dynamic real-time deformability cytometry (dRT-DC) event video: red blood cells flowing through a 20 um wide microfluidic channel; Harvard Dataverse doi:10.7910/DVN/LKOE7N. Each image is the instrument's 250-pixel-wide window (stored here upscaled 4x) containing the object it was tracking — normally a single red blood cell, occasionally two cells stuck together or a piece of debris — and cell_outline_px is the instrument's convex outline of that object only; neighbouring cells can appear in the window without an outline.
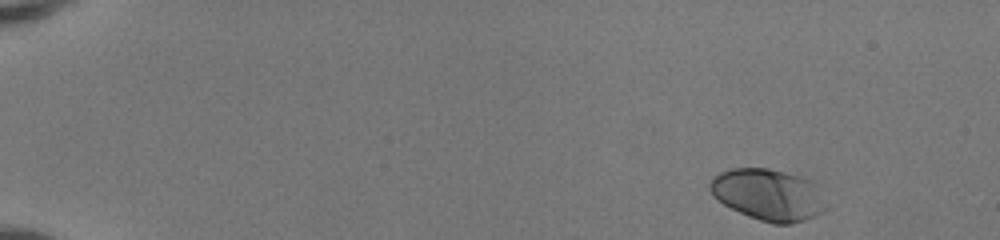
{"species": "human", "species_latin": "Homo sapiens", "temperature_condition": "room temperature", "stored_images_in_passage": 46, "camera_frame_rate_fps": 3000, "um_per_image_px": 0.085, "donor": {"sex": "female"}, "frame": {"image": 1, "passage_image": 1, "time_ms": 0.0, "image_size_px": [1000, 240], "cell_outline_px": [[828, 208], [824, 212], [816, 216], [792, 224], [772, 224], [748, 216], [724, 204], [712, 196], [708, 188], [708, 184], [720, 172], [732, 168], [768, 168], [800, 176], [820, 184]], "centroid_in_image_um": [65.37, 16.55], "position_along_channel_um": 19.6, "area_um2": 35.43}}
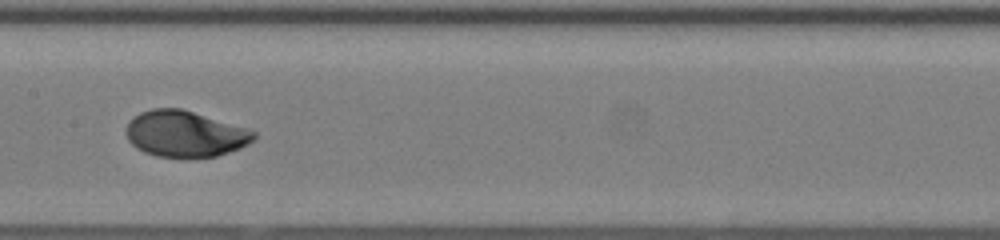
{"frame": {"image": 2, "passage_image": 24, "time_ms": 7.667, "image_size_px": [1000, 240], "cell_outline_px": [[256, 136], [248, 144], [240, 148], [216, 156], [156, 156], [144, 152], [136, 148], [128, 140], [128, 124], [132, 116], [140, 112], [152, 108], [180, 108], [248, 128], [256, 132]], "centroid_in_image_um": [15.73, 11.36], "position_along_channel_um": 191.7, "area_um2": 33.93}}
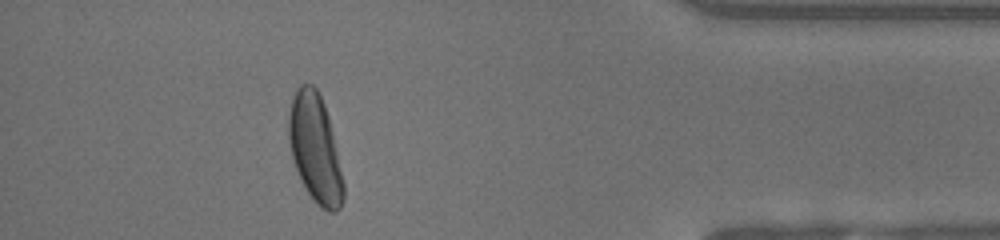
{"frame": {"image": 3, "passage_image": 42, "time_ms": 13.667, "image_size_px": [1000, 240], "cell_outline_px": [[344, 200], [340, 208], [336, 212], [328, 212], [320, 208], [308, 192], [300, 180], [292, 156], [288, 140], [288, 112], [292, 96], [300, 84], [312, 84], [316, 88], [324, 104], [328, 116], [344, 184]], "centroid_in_image_um": [26.77, 12.64], "position_along_channel_um": 408.4, "area_um2": 34.39}, "authors_computed_cell_mechanics": {"area_um2": 34.3332, "velocity_mm_per_s": 4.1604, "shape_relaxation_time_tau1_ms": 2.7166, "shape_relaxation_time_tau2_ms": null, "deformation_change_tau1": 0.1696, "deformation_change_tau2": null}}